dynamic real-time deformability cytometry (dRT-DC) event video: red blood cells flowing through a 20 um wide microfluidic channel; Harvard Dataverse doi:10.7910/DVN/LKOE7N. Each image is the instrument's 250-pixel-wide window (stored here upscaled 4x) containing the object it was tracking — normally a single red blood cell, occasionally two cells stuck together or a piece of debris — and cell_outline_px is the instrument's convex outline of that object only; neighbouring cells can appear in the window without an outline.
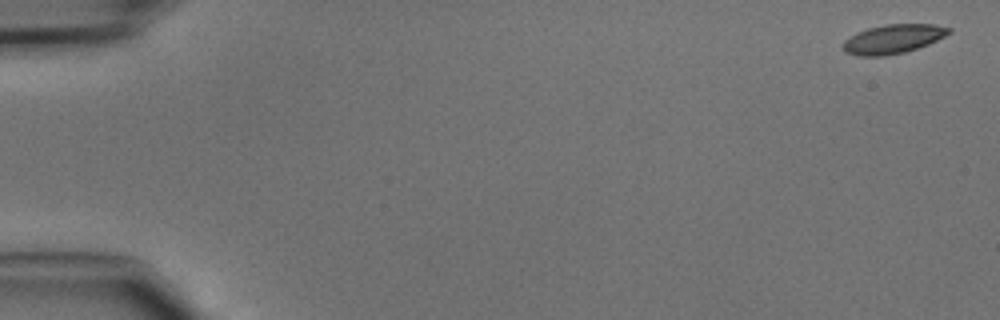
{"species": "common noctule bat (a hibernating species)", "species_latin": "Nyctalus noctula", "temperature_condition": "cold", "stored_images_in_passage": 47, "camera_frame_rate_fps": 3000, "um_per_image_px": 0.085, "animal": {"sex": "male", "body_mass_g": 15.6}, "frame": {"image": 1, "passage_image": 1, "time_ms": 0.0, "image_size_px": [1000, 320], "cell_outline_px": [[952, 32], [928, 44], [904, 52], [884, 56], [856, 56], [844, 52], [840, 48], [844, 40], [856, 32], [868, 28], [884, 24], [936, 24], [952, 28]], "centroid_in_image_um": [75.86, 3.31], "position_along_channel_um": 9.1, "area_um2": 18.15}}
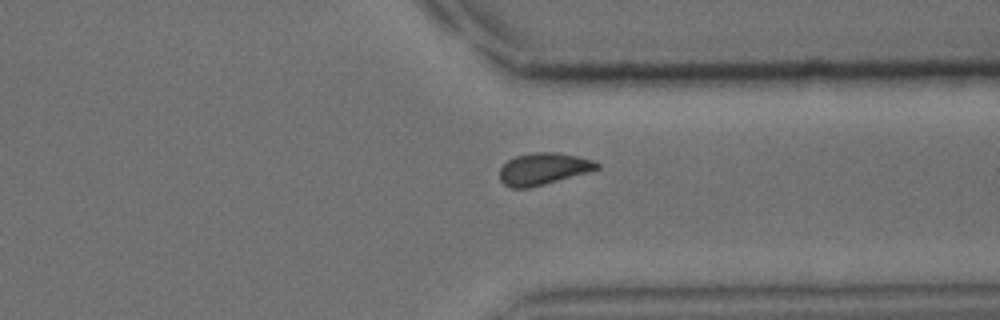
{"frame": {"image": 2, "passage_image": 36, "time_ms": 11.667, "image_size_px": [1000, 320], "cell_outline_px": [[600, 168], [544, 184], [528, 188], [512, 188], [504, 184], [500, 180], [500, 168], [508, 160], [516, 156], [532, 152], [556, 152], [576, 156], [592, 160], [600, 164]], "centroid_in_image_um": [46.15, 14.34], "position_along_channel_um": 365.2, "area_um2": 17.8}}
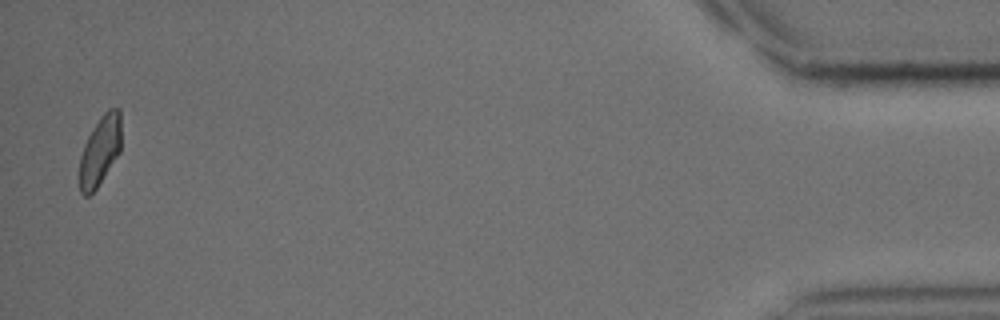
{"frame": {"image": 3, "passage_image": 46, "time_ms": 15.0, "image_size_px": [1000, 320], "cell_outline_px": [[120, 152], [96, 188], [88, 196], [84, 196], [80, 192], [80, 156], [84, 144], [92, 128], [100, 116], [108, 108], [120, 108]], "centroid_in_image_um": [8.5, 12.78], "position_along_channel_um": 426.7, "area_um2": 16.76}}